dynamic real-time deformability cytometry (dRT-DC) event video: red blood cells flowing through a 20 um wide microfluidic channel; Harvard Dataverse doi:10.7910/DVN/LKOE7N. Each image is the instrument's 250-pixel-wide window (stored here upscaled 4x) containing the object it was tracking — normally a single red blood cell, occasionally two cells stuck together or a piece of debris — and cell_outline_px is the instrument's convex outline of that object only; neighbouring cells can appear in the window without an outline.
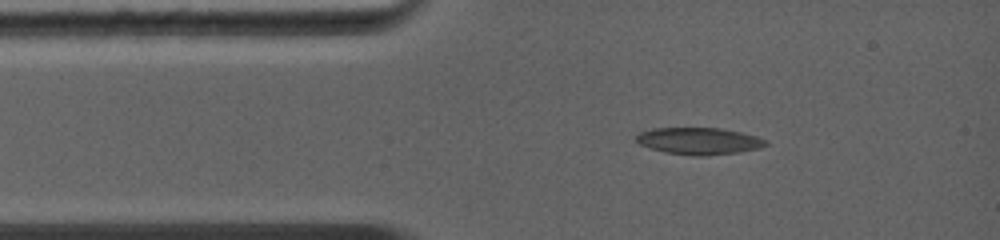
{"species": "common noctule bat (a hibernating species)", "species_latin": "Nyctalus noctula", "temperature_condition": "warm", "stored_images_in_passage": 30, "camera_frame_rate_fps": 5000, "um_per_image_px": 0.085, "animal": {"sex": "female", "body_mass_g": 19.0, "forearm_length_mm": 56.7}, "frame": {"image": 1, "passage_image": 1, "time_ms": 0.0, "image_size_px": [1000, 240], "cell_outline_px": [[768, 144], [760, 148], [740, 152], [708, 156], [692, 156], [664, 152], [648, 148], [640, 144], [636, 140], [636, 136], [640, 132], [652, 128], [720, 128], [740, 132], [756, 136], [768, 140]], "centroid_in_image_um": [59.42, 12.0], "position_along_channel_um": 25.6, "area_um2": 20.52}}
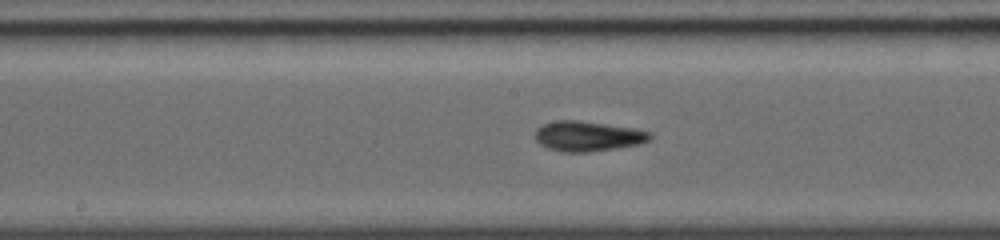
{"frame": {"image": 2, "passage_image": 9, "time_ms": 4.4, "image_size_px": [1000, 240], "cell_outline_px": [[652, 136], [648, 140], [640, 144], [616, 148], [588, 152], [560, 152], [548, 148], [540, 144], [536, 140], [536, 128], [544, 124], [556, 120], [576, 120], [636, 128], [652, 132]], "centroid_in_image_um": [49.97, 11.57], "position_along_channel_um": 198.2, "area_um2": 20.17}}
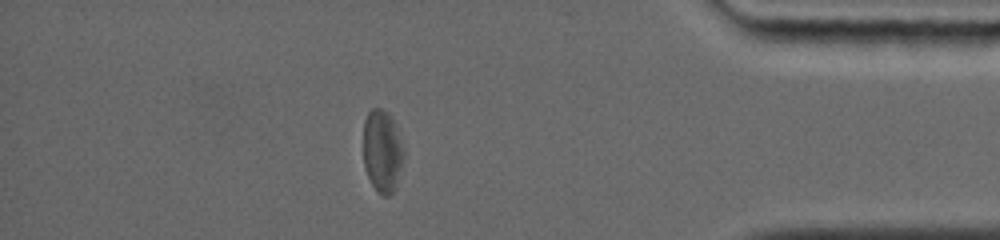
{"frame": {"image": 3, "passage_image": 22, "time_ms": 9.8, "image_size_px": [1000, 240], "cell_outline_px": [[404, 160], [396, 188], [388, 196], [384, 196], [376, 192], [368, 176], [364, 164], [364, 120], [368, 112], [372, 108], [380, 108], [388, 112], [396, 128], [404, 148]], "centroid_in_image_um": [32.51, 12.87], "position_along_channel_um": 402.7, "area_um2": 19.54}, "authors_computed_cell_mechanics": {"area_um2": 19.9988, "velocity_mm_per_s": 4.4069, "shape_relaxation_time_tau1_ms": 4.0299, "shape_relaxation_time_tau2_ms": 2.8802, "deformation_change_tau1": 0.1497, "deformation_change_tau2": 0.1157}}